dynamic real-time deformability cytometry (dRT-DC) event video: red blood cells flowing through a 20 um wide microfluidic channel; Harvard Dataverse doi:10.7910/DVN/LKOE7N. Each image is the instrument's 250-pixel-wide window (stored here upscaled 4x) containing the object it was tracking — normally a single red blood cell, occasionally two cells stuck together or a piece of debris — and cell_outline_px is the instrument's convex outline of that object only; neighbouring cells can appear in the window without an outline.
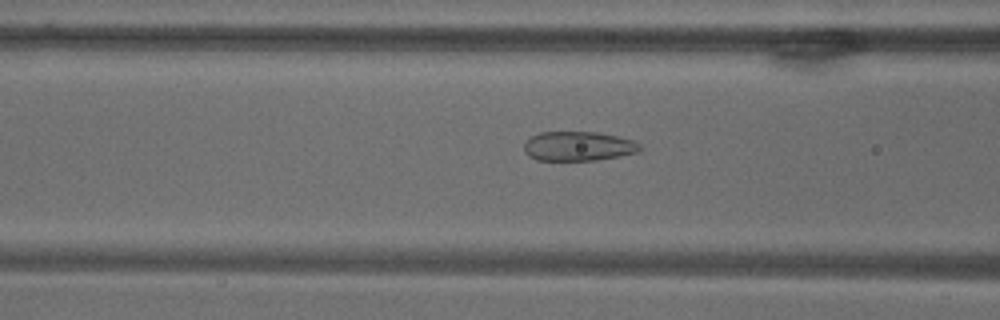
{"species": "common noctule bat (a hibernating species)", "species_latin": "Nyctalus noctula", "temperature_condition": "warm", "stored_images_in_passage": 73, "camera_frame_rate_fps": 3000, "um_per_image_px": 0.085, "animal": {"sex": "male", "body_mass_g": 18.8}, "frame": {"image": 1, "passage_image": 30, "time_ms": 9.667, "image_size_px": [1000, 320], "cell_outline_px": [[644, 148], [640, 152], [620, 156], [596, 160], [536, 160], [528, 156], [524, 152], [524, 144], [532, 136], [540, 132], [600, 132], [636, 140]], "centroid_in_image_um": [49.22, 12.42], "position_along_channel_um": 117.4, "area_um2": 20.17}}
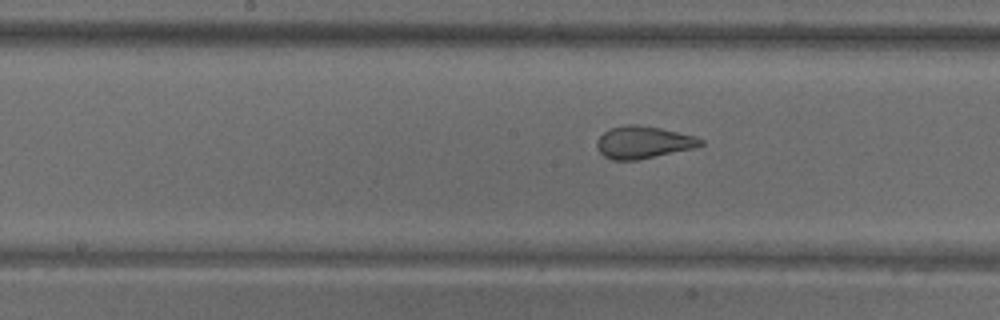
{"frame": {"image": 2, "passage_image": 38, "time_ms": 12.333, "image_size_px": [1000, 320], "cell_outline_px": [[704, 144], [692, 148], [636, 160], [612, 160], [604, 156], [600, 152], [596, 144], [596, 140], [604, 132], [612, 128], [624, 124], [640, 124], [660, 128], [696, 136], [704, 140]], "centroid_in_image_um": [54.66, 12.08], "position_along_channel_um": 193.5, "area_um2": 19.42}}
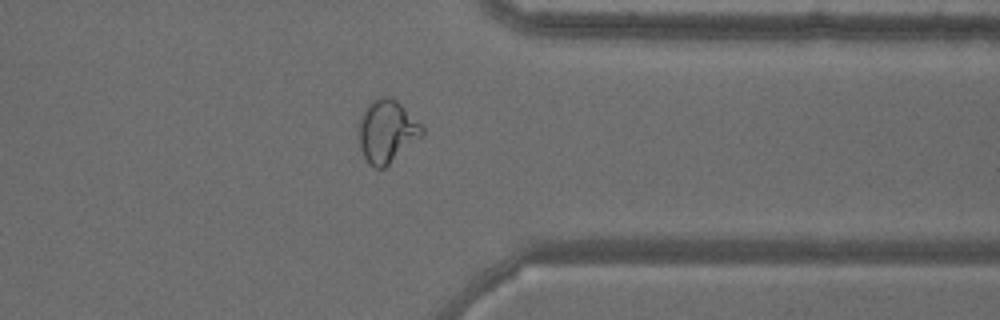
{"frame": {"image": 3, "passage_image": 58, "time_ms": 19.0, "image_size_px": [1000, 320], "cell_outline_px": [[424, 132], [420, 136], [384, 168], [376, 168], [368, 164], [360, 148], [356, 128], [360, 116], [364, 108], [376, 96], [392, 96], [424, 128]], "centroid_in_image_um": [32.8, 11.13], "position_along_channel_um": 378.6, "area_um2": 23.12}}